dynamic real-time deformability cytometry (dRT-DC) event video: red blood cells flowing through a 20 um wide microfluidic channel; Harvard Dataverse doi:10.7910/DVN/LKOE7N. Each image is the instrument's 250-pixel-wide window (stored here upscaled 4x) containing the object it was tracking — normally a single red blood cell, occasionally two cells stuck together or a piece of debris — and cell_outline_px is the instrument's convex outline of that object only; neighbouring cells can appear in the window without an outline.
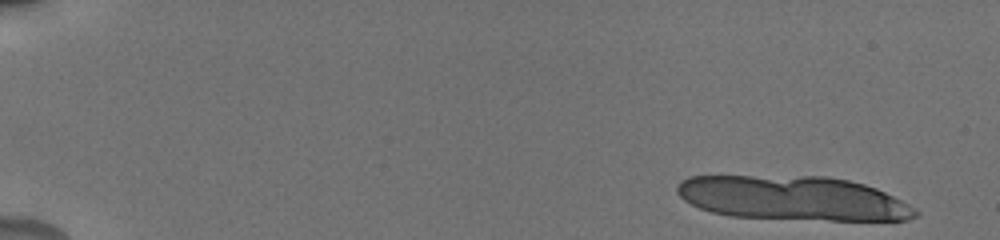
{"species": "human", "species_latin": "Homo sapiens", "temperature_condition": "cold", "stored_images_in_passage": 12, "camera_frame_rate_fps": 3000, "um_per_image_px": 0.085, "donor": {"sex": "male"}, "frame": {"image": 1, "passage_image": 1, "time_ms": 0.0, "image_size_px": [1000, 240], "cell_outline_px": [[920, 216], [908, 220], [832, 220], [732, 216], [712, 212], [700, 208], [684, 200], [676, 192], [676, 188], [680, 180], [688, 176], [824, 176], [848, 180], [864, 184], [876, 188], [916, 208], [920, 212]], "centroid_in_image_um": [67.41, 16.84], "position_along_channel_um": 17.6, "area_um2": 61.38}}